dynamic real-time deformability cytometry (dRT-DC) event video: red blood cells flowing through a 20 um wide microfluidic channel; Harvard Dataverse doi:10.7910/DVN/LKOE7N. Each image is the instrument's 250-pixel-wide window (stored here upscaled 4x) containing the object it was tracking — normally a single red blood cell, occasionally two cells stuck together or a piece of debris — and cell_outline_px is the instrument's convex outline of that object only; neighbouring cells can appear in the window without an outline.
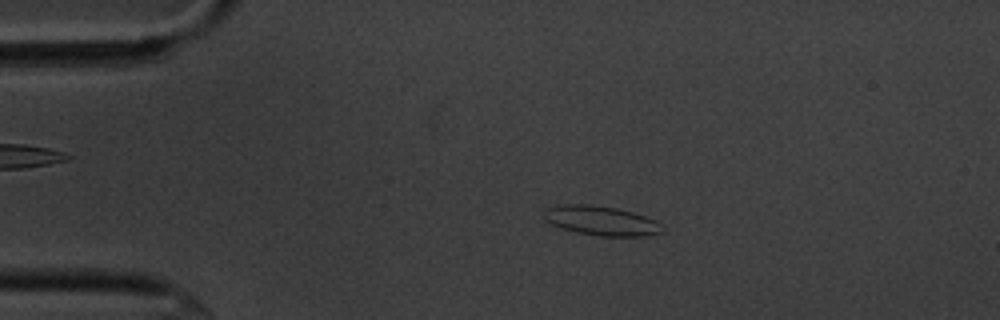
{"species": "common noctule bat (a hibernating species)", "species_latin": "Nyctalus noctula", "temperature_condition": "cold", "stored_images_in_passage": 45, "camera_frame_rate_fps": 3000, "um_per_image_px": 0.085, "animal": {"sex": "male", "body_mass_g": 20.1, "forearm_length_mm": 53.5}, "frame": {"image": 1, "passage_image": 1, "time_ms": 0.0, "image_size_px": [1000, 320], "cell_outline_px": [[664, 232], [648, 236], [600, 236], [576, 232], [552, 224], [544, 220], [544, 208], [556, 204], [588, 204], [616, 208], [632, 212], [656, 220], [660, 224]], "centroid_in_image_um": [51.08, 18.75], "position_along_channel_um": 33.9, "area_um2": 20.4}}
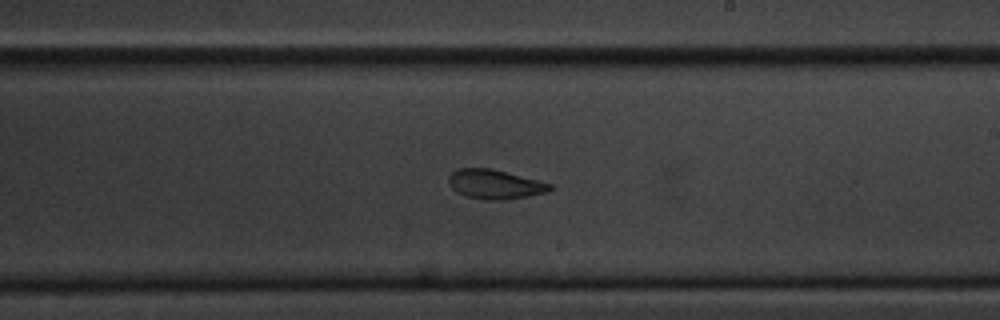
{"frame": {"image": 2, "passage_image": 22, "time_ms": 7.0, "image_size_px": [1000, 320], "cell_outline_px": [[556, 188], [548, 192], [508, 200], [484, 200], [468, 196], [456, 192], [452, 188], [448, 180], [448, 176], [452, 172], [460, 168], [492, 168], [552, 184]], "centroid_in_image_um": [42.1, 15.67], "position_along_channel_um": 246.9, "area_um2": 17.46}}
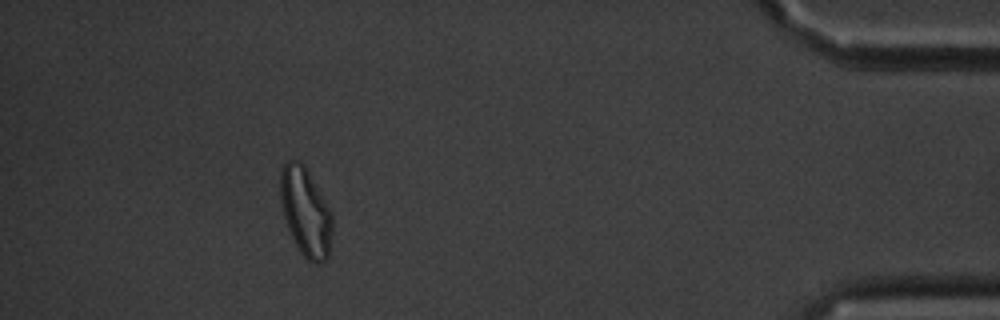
{"frame": {"image": 3, "passage_image": 40, "time_ms": 13.0, "image_size_px": [1000, 320], "cell_outline_px": [[332, 232], [328, 256], [320, 264], [316, 264], [308, 260], [300, 252], [288, 228], [284, 216], [280, 196], [280, 172], [284, 164], [288, 160], [296, 160], [304, 164], [324, 200], [332, 216]], "centroid_in_image_um": [25.96, 18.02], "position_along_channel_um": 409.2, "area_um2": 26.36}, "authors_computed_cell_mechanics": {"area_um2": 18.785, "velocity_mm_per_s": 3.6096, "shape_relaxation_time_tau1_ms": 7.6534, "shape_relaxation_time_tau2_ms": 1.8103, "deformation_change_tau1": 0.1378, "deformation_change_tau2": 0.0787}}